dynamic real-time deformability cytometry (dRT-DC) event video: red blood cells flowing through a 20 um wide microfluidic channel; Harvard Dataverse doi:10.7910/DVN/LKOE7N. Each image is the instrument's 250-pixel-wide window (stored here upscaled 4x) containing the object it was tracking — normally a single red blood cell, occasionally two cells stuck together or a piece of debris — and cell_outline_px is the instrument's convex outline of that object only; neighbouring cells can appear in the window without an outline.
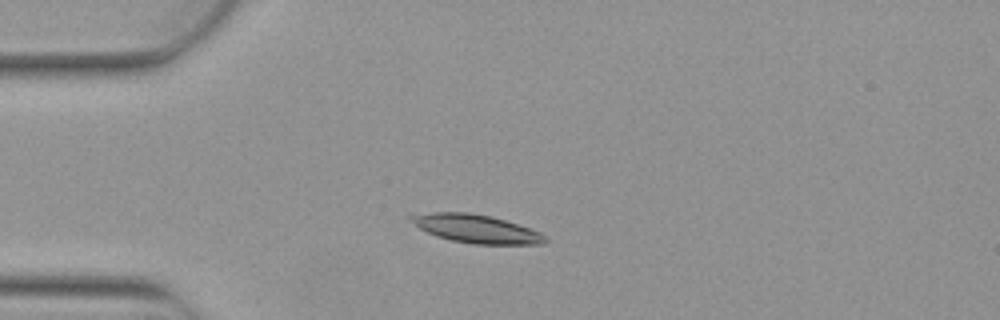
{"species": "Egyptian fruit bat (a non-hibernating species)", "species_latin": "Rousettus aegyptiacus", "temperature_condition": "warm", "stored_images_in_passage": 4, "camera_frame_rate_fps": 3000, "um_per_image_px": 0.085, "animal": {"sex": "female"}, "frame": {"image": 1, "passage_image": 3, "time_ms": 0.667, "image_size_px": [1000, 320], "cell_outline_px": [[548, 240], [544, 244], [472, 244], [452, 240], [436, 236], [420, 228], [408, 220], [408, 216], [432, 212], [468, 212], [492, 216], [540, 232], [548, 236]], "centroid_in_image_um": [40.49, 19.44], "position_along_channel_um": 44.5, "area_um2": 22.08}}